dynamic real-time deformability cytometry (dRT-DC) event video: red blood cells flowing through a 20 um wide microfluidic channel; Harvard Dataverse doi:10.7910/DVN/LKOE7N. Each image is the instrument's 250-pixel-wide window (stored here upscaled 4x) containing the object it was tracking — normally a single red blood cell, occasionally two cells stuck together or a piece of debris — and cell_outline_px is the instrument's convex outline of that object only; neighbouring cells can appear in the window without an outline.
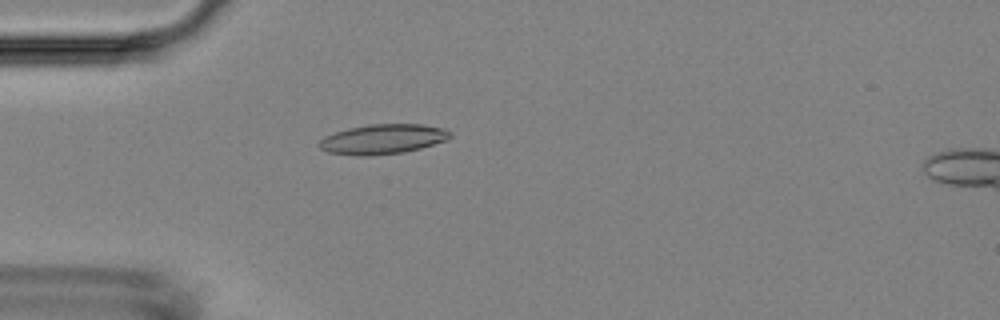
{"species": "Egyptian fruit bat (a non-hibernating species)", "species_latin": "Rousettus aegyptiacus", "temperature_condition": "room temperature", "stored_images_in_passage": 54, "camera_frame_rate_fps": 3000, "um_per_image_px": 0.085, "animal": {"sex": "female"}, "frame": {"image": 1, "passage_image": 15, "time_ms": 4.667, "image_size_px": [1000, 320], "cell_outline_px": [[452, 136], [448, 140], [420, 148], [404, 152], [372, 156], [356, 156], [328, 152], [320, 148], [316, 144], [324, 136], [348, 128], [368, 124], [420, 124], [444, 128], [452, 132]], "centroid_in_image_um": [32.54, 11.83], "position_along_channel_um": 52.5, "area_um2": 23.0}}
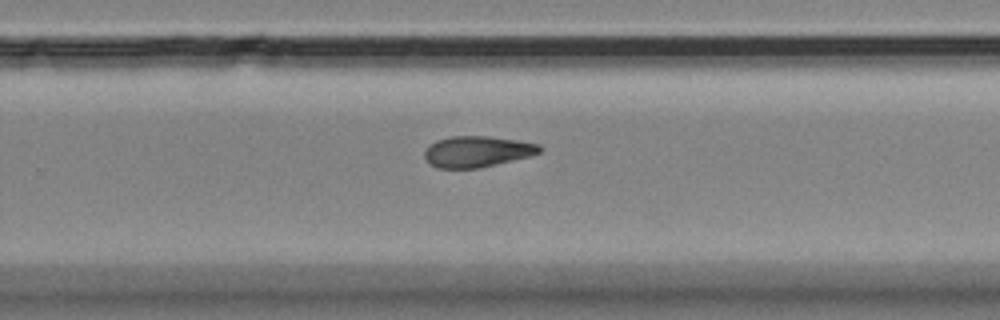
{"frame": {"image": 2, "passage_image": 35, "time_ms": 11.333, "image_size_px": [1000, 320], "cell_outline_px": [[540, 152], [528, 156], [480, 168], [436, 168], [428, 164], [424, 156], [424, 152], [436, 140], [448, 136], [488, 136], [516, 140], [540, 144]], "centroid_in_image_um": [40.51, 12.88], "position_along_channel_um": 289.3, "area_um2": 20.69}}
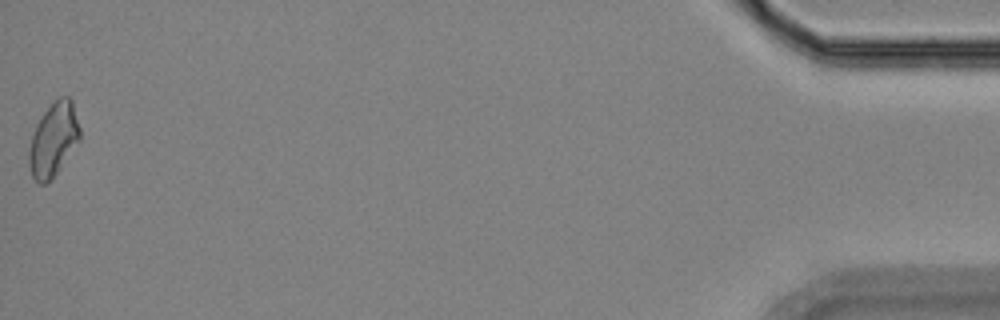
{"frame": {"image": 3, "passage_image": 54, "time_ms": 17.667, "image_size_px": [1000, 320], "cell_outline_px": [[80, 140], [56, 172], [44, 184], [40, 184], [32, 176], [28, 160], [28, 152], [32, 136], [36, 124], [40, 116], [60, 96], [68, 96], [72, 100], [80, 128]], "centroid_in_image_um": [4.54, 11.83], "position_along_channel_um": 430.7, "area_um2": 21.39}, "authors_computed_cell_mechanics": {"area_um2": 21.2126, "velocity_mm_per_s": 3.6801, "shape_relaxation_time_tau1_ms": null, "shape_relaxation_time_tau2_ms": 3.0297, "deformation_change_tau1": null, "deformation_change_tau2": 0.096}}